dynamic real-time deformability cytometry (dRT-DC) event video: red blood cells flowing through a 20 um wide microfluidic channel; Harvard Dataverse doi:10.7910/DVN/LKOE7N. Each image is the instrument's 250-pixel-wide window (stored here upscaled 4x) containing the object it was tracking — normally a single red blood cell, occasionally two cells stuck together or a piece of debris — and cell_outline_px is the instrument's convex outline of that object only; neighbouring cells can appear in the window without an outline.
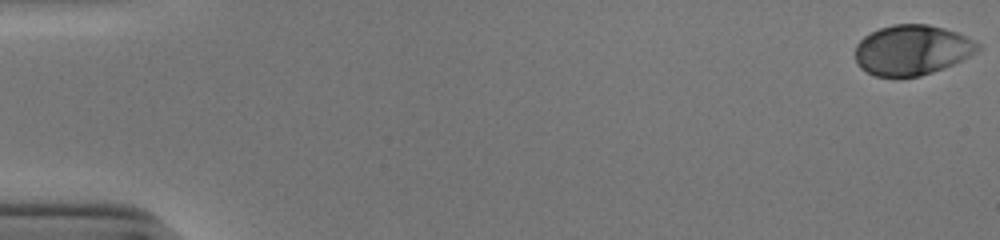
{"species": "human", "species_latin": "Homo sapiens", "temperature_condition": "cold", "stored_images_in_passage": 54, "camera_frame_rate_fps": 3000, "um_per_image_px": 0.085, "donor": {"sex": "male"}, "frame": {"image": 1, "passage_image": 1, "time_ms": 0.0, "image_size_px": [1000, 240], "cell_outline_px": [[980, 48], [976, 52], [944, 68], [920, 76], [900, 80], [876, 76], [860, 68], [856, 60], [856, 44], [864, 36], [880, 28], [892, 24], [928, 24], [944, 28], [956, 32], [980, 44]], "centroid_in_image_um": [77.48, 4.28], "position_along_channel_um": 7.5, "area_um2": 36.07}}
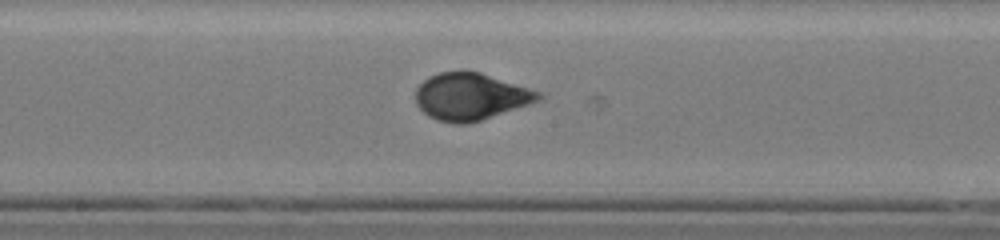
{"frame": {"image": 2, "passage_image": 30, "time_ms": 9.667, "image_size_px": [1000, 240], "cell_outline_px": [[544, 96], [540, 100], [480, 120], [464, 124], [456, 124], [436, 120], [428, 116], [416, 104], [416, 88], [428, 76], [440, 72], [480, 72], [540, 92]], "centroid_in_image_um": [39.97, 8.21], "position_along_channel_um": 208.2, "area_um2": 33.18}}
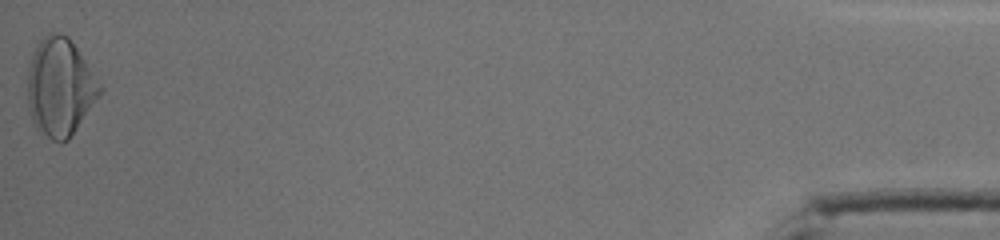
{"frame": {"image": 3, "passage_image": 54, "time_ms": 17.667, "image_size_px": [1000, 240], "cell_outline_px": [[104, 88], [68, 140], [60, 144], [36, 132], [28, 108], [28, 64], [32, 52], [40, 40], [48, 32], [60, 32], [68, 36]], "centroid_in_image_um": [5.07, 7.42], "position_along_channel_um": 430.1, "area_um2": 41.44}, "authors_computed_cell_mechanics": {"area_um2": 33.4662, "velocity_mm_per_s": 3.9139, "shape_relaxation_time_tau1_ms": 3.9871, "shape_relaxation_time_tau2_ms": null, "deformation_change_tau1": 0.1793, "deformation_change_tau2": null}}